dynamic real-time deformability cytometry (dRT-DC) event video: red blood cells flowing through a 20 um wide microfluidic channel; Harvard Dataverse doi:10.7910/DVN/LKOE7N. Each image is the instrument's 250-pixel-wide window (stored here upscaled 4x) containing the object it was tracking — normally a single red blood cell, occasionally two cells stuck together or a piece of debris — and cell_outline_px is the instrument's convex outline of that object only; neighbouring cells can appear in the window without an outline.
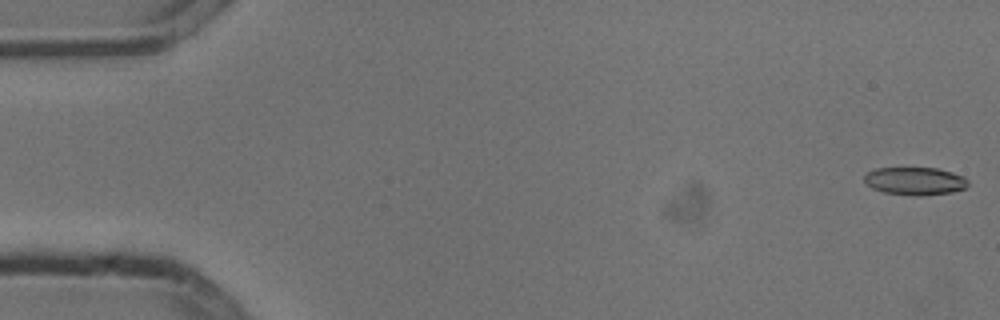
{"species": "common noctule bat (a hibernating species)", "species_latin": "Nyctalus noctula", "temperature_condition": "cold", "stored_images_in_passage": 25, "camera_frame_rate_fps": 3000, "um_per_image_px": 0.085, "animal": {"sex": "male", "body_mass_g": 13.3}, "frame": {"image": 1, "passage_image": 1, "time_ms": 0.0, "image_size_px": [1000, 320], "cell_outline_px": [[968, 184], [964, 188], [952, 192], [920, 196], [916, 196], [884, 192], [872, 188], [864, 180], [864, 176], [868, 172], [876, 168], [936, 168], [952, 172], [964, 176], [968, 180]], "centroid_in_image_um": [77.79, 15.39], "position_along_channel_um": 7.2, "area_um2": 16.76}}
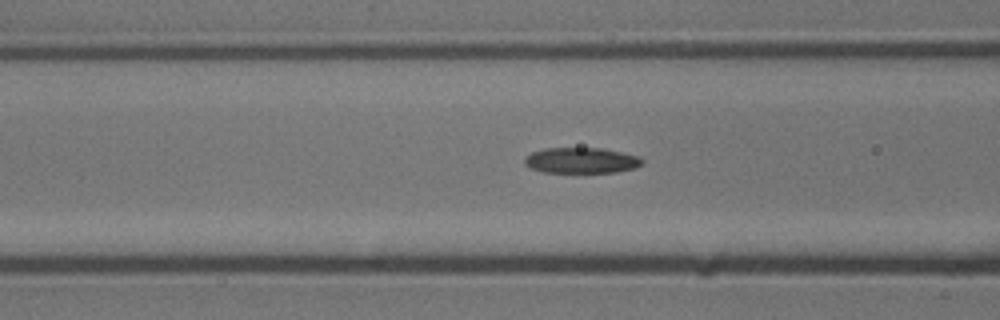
{"frame": {"image": 2, "passage_image": 21, "time_ms": 6.667, "image_size_px": [1000, 320], "cell_outline_px": [[644, 164], [636, 168], [616, 172], [544, 172], [528, 168], [524, 164], [524, 156], [532, 152], [544, 148], [600, 148], [640, 156], [644, 160]], "centroid_in_image_um": [49.41, 13.64], "position_along_channel_um": 117.2, "area_um2": 17.8}}
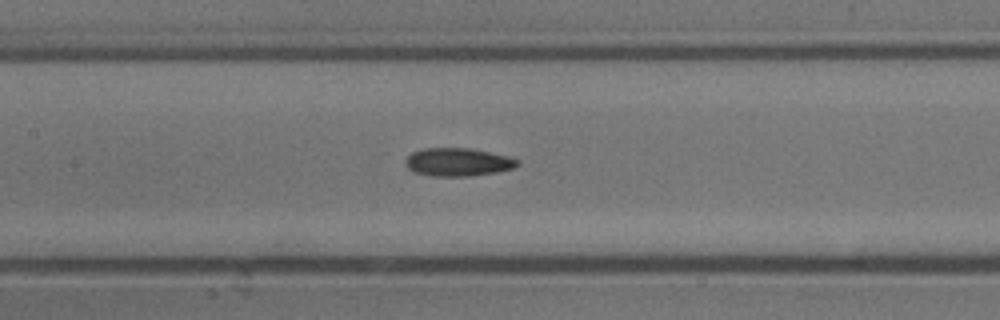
{"frame": {"image": 3, "passage_image": 25, "time_ms": 8.0, "image_size_px": [1000, 320], "cell_outline_px": [[520, 164], [512, 168], [496, 172], [472, 176], [432, 176], [412, 172], [404, 164], [404, 160], [412, 152], [424, 148], [472, 148], [508, 156], [516, 160]], "centroid_in_image_um": [38.87, 13.78], "position_along_channel_um": 168.5, "area_um2": 18.44}}